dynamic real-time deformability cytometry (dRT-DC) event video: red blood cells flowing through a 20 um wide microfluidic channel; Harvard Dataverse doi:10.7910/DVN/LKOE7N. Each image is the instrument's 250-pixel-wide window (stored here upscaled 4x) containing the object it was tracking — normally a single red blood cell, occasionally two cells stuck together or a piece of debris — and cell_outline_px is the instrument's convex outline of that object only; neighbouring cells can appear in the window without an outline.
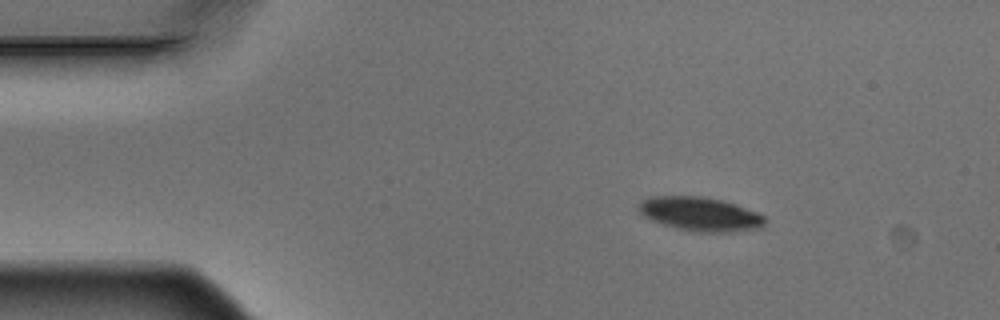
{"species": "Egyptian fruit bat (a non-hibernating species)", "species_latin": "Rousettus aegyptiacus", "temperature_condition": "warm", "stored_images_in_passage": 4, "segment_of_instrument_passage": [1, 2], "camera_frame_rate_fps": 3000, "um_per_image_px": 0.085, "animal": {"sex": "male"}, "frame": {"image": 1, "passage_image": 1, "time_ms": 0.0, "image_size_px": [1000, 320], "cell_outline_px": [[768, 220], [764, 228], [732, 232], [696, 232], [676, 228], [652, 220], [644, 216], [636, 208], [636, 204], [640, 200], [648, 196], [704, 196], [724, 200], [736, 204], [756, 212], [764, 216]], "centroid_in_image_um": [59.53, 18.19], "position_along_channel_um": 25.5, "area_um2": 25.49}}
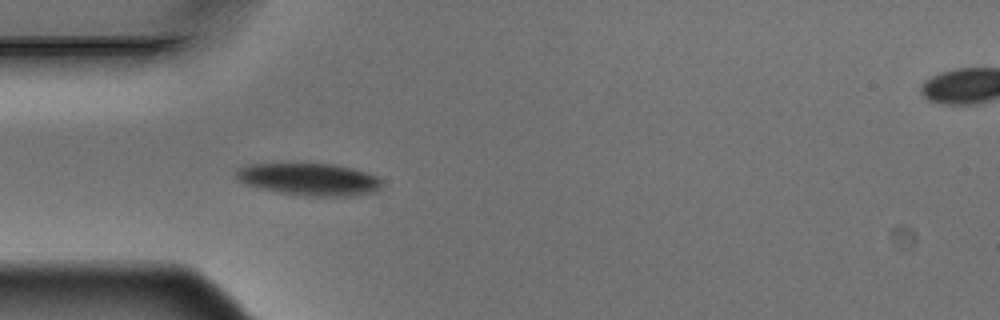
{"frame": {"image": 2, "passage_image": 3, "time_ms": 0.667, "image_size_px": [1000, 320], "cell_outline_px": [[380, 188], [376, 192], [348, 196], [304, 196], [280, 192], [260, 188], [244, 184], [236, 180], [236, 168], [248, 164], [332, 164], [352, 168], [376, 176], [380, 180]], "centroid_in_image_um": [26.23, 15.24], "position_along_channel_um": 58.8, "area_um2": 27.28}}